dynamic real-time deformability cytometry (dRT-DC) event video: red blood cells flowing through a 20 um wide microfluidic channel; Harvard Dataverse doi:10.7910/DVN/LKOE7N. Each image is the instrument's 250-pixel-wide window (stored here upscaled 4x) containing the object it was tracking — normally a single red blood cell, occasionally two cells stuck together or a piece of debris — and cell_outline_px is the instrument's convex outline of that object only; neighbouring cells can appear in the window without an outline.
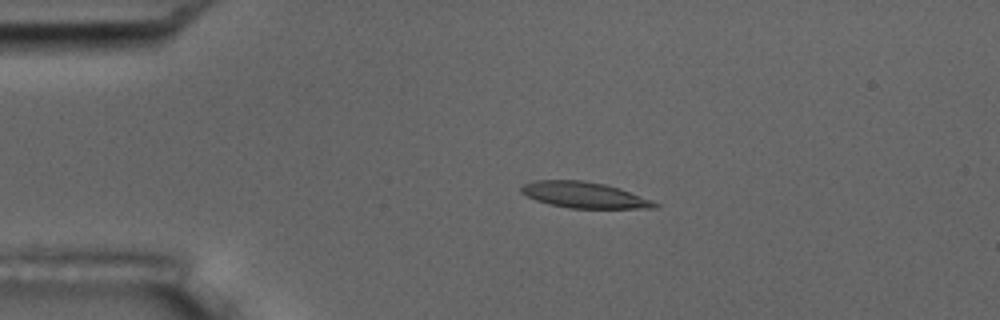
{"species": "common noctule bat (a hibernating species)", "species_latin": "Nyctalus noctula", "temperature_condition": "room temperature", "stored_images_in_passage": 4, "camera_frame_rate_fps": 3000, "um_per_image_px": 0.085, "animal": {"sex": "male", "body_mass_g": 17.5, "forearm_length_mm": 52.3}, "frame": {"image": 1, "passage_image": 3, "time_ms": 2.333, "image_size_px": [1000, 320], "cell_outline_px": [[660, 208], [568, 208], [536, 200], [520, 192], [520, 188], [524, 184], [536, 180], [580, 180], [604, 184], [620, 188], [652, 200], [660, 204]], "centroid_in_image_um": [49.69, 16.57], "position_along_channel_um": 35.3, "area_um2": 20.11}}